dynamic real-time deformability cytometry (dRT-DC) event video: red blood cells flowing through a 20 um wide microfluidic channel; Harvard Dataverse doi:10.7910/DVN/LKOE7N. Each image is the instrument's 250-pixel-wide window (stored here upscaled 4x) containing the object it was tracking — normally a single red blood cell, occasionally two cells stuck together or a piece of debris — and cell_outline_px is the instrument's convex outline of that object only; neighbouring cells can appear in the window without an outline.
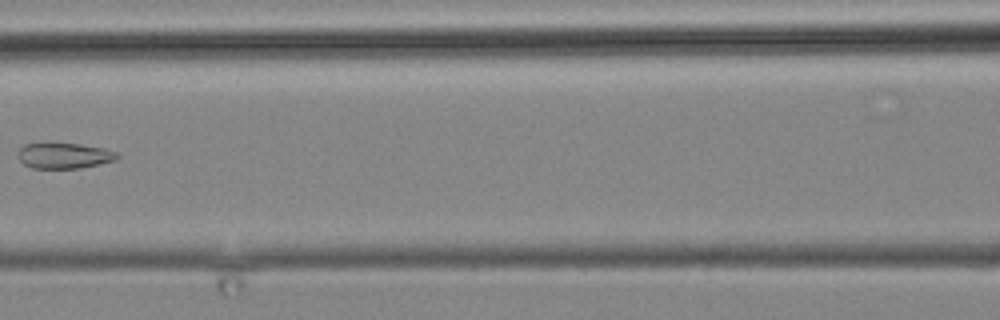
{"species": "common noctule bat (a hibernating species)", "species_latin": "Nyctalus noctula", "temperature_condition": "cold", "stored_images_in_passage": 11, "camera_frame_rate_fps": 3000, "um_per_image_px": 0.085, "animal": {"sex": "male", "body_mass_g": 19.2, "forearm_length_mm": 51.8}, "frame": {"image": 1, "passage_image": 11, "time_ms": 13.667, "image_size_px": [1000, 320], "cell_outline_px": [[120, 156], [116, 160], [80, 168], [32, 168], [24, 164], [20, 160], [16, 152], [24, 144], [80, 144], [104, 148], [116, 152]], "centroid_in_image_um": [5.45, 13.24], "position_along_channel_um": 161.1, "area_um2": 14.68}}